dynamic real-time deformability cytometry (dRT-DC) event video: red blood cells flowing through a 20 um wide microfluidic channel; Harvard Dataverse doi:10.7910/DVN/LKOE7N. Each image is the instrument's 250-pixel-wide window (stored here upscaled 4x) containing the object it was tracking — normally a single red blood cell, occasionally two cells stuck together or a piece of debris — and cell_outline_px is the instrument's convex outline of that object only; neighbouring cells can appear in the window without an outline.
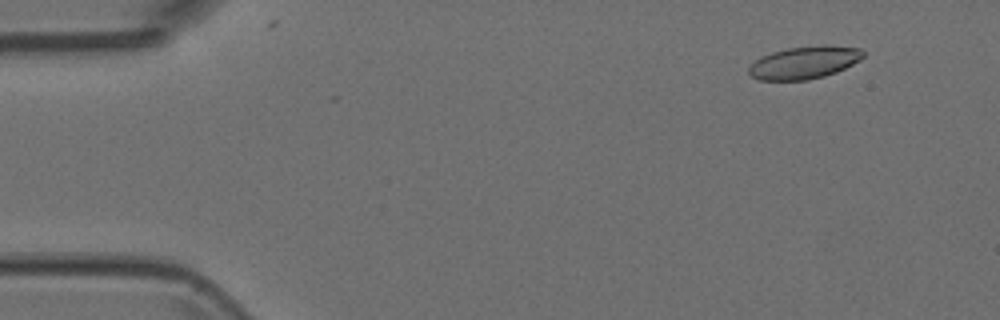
{"species": "Egyptian fruit bat (a non-hibernating species)", "species_latin": "Rousettus aegyptiacus", "temperature_condition": "room temperature", "stored_images_in_passage": 4, "camera_frame_rate_fps": 3000, "um_per_image_px": 0.085, "animal": {"sex": "female"}, "frame": {"image": 1, "passage_image": 1, "time_ms": 0.0, "image_size_px": [1000, 320], "cell_outline_px": [[864, 56], [860, 60], [836, 72], [824, 76], [808, 80], [760, 80], [752, 76], [748, 72], [748, 68], [756, 60], [772, 52], [788, 48], [820, 44], [824, 44], [860, 48], [864, 52]], "centroid_in_image_um": [68.4, 5.3], "position_along_channel_um": 16.6, "area_um2": 21.68}}
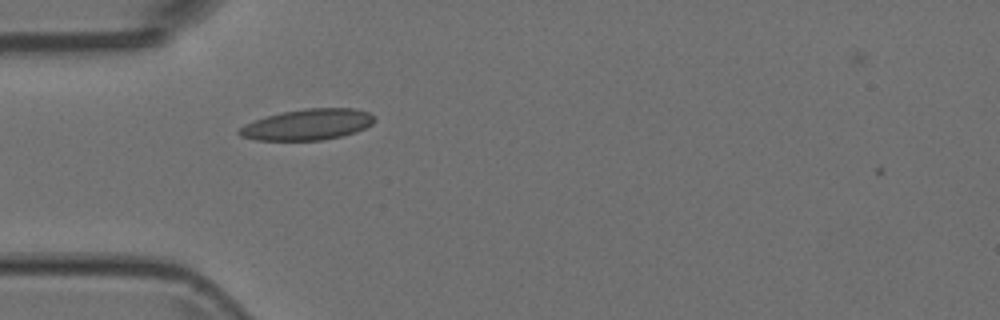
{"frame": {"image": 2, "passage_image": 4, "time_ms": 1.0, "image_size_px": [1000, 320], "cell_outline_px": [[376, 120], [372, 124], [356, 132], [340, 136], [320, 140], [256, 140], [240, 136], [236, 132], [244, 124], [280, 112], [304, 108], [356, 108], [368, 112], [376, 116]], "centroid_in_image_um": [26.17, 10.57], "position_along_channel_um": 58.8, "area_um2": 24.45}}